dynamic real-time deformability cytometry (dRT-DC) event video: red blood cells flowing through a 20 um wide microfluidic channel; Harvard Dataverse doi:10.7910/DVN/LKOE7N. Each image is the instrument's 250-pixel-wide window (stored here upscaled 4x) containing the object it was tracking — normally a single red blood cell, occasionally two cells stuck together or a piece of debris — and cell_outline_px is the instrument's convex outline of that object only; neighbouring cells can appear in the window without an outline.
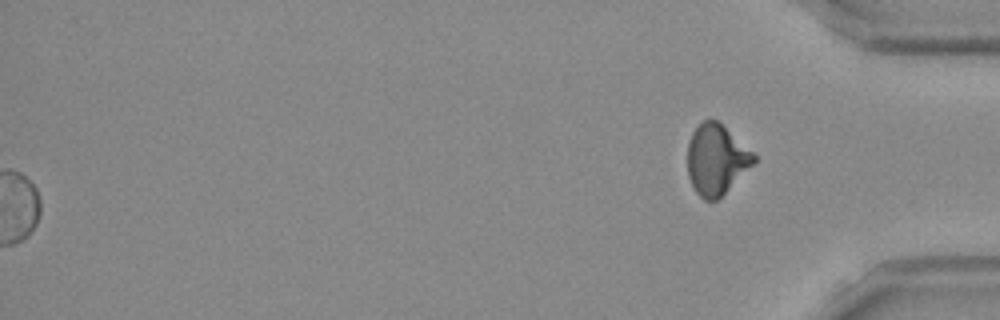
{"species": "Egyptian fruit bat (a non-hibernating species)", "species_latin": "Rousettus aegyptiacus", "temperature_condition": "room temperature", "stored_images_in_passage": 54, "segment_of_instrument_passage": [2, 2], "camera_frame_rate_fps": 3000, "um_per_image_px": 0.085, "frame": {"image": 1, "passage_image": 54, "time_ms": 17.667, "image_size_px": [1000, 320], "cell_outline_px": [[756, 160], [716, 200], [704, 200], [696, 192], [688, 176], [688, 144], [692, 132], [704, 120], [716, 120], [752, 152], [756, 156]], "centroid_in_image_um": [60.84, 13.56], "position_along_channel_um": 374.4, "area_um2": 26.18}}